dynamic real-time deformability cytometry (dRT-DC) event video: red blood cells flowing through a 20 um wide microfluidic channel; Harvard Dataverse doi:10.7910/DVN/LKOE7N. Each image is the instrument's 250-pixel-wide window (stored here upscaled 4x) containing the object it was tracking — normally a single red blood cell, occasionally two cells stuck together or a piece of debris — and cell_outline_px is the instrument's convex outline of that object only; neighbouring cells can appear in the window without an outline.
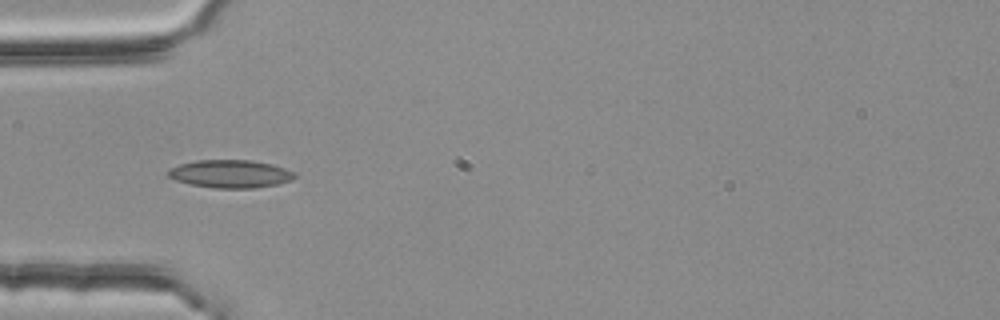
{"species": "common noctule bat (a hibernating species)", "species_latin": "Nyctalus noctula", "temperature_condition": "room temperature", "stored_images_in_passage": 31, "camera_frame_rate_fps": 3000, "um_per_image_px": 0.085, "animal": {"sex": "female", "body_mass_g": 25.1}, "frame": {"image": 1, "passage_image": 1, "time_ms": 0.0, "image_size_px": [1000, 320], "cell_outline_px": [[296, 176], [292, 180], [276, 184], [252, 188], [216, 188], [188, 184], [176, 180], [168, 176], [164, 172], [168, 168], [180, 164], [196, 160], [252, 160], [272, 164], [296, 172]], "centroid_in_image_um": [19.55, 14.77], "position_along_channel_um": 65.5, "area_um2": 20.75}}
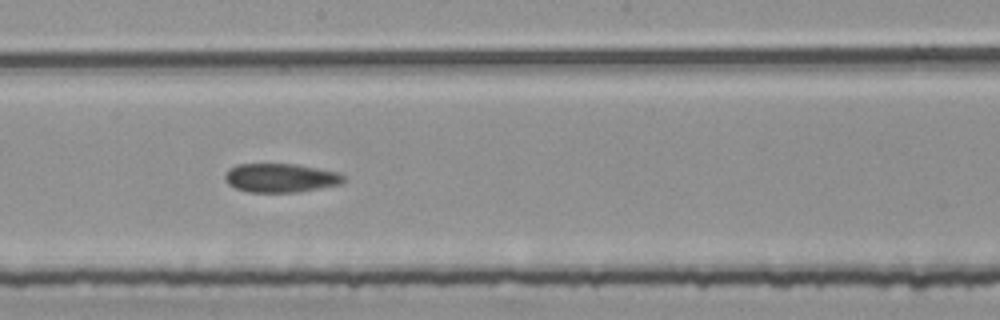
{"frame": {"image": 2, "passage_image": 14, "time_ms": 4.333, "image_size_px": [1000, 320], "cell_outline_px": [[348, 180], [340, 184], [296, 192], [248, 192], [236, 188], [228, 184], [224, 180], [224, 172], [228, 168], [236, 164], [296, 164], [340, 172]], "centroid_in_image_um": [23.83, 15.11], "position_along_channel_um": 224.4, "area_um2": 20.17}}
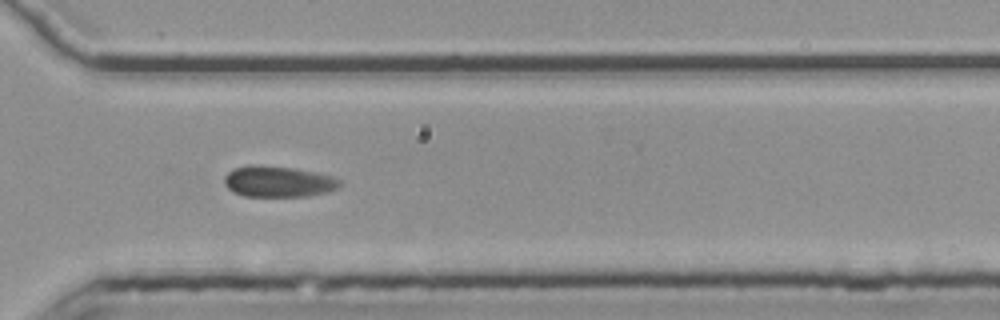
{"frame": {"image": 3, "passage_image": 24, "time_ms": 7.667, "image_size_px": [1000, 320], "cell_outline_px": [[344, 184], [340, 188], [328, 192], [308, 196], [244, 196], [232, 192], [224, 184], [224, 176], [228, 172], [236, 168], [248, 164], [260, 164], [292, 168], [332, 176], [340, 180]], "centroid_in_image_um": [23.65, 15.43], "position_along_channel_um": 346.9, "area_um2": 21.1}, "authors_computed_cell_mechanics": {"area_um2": 19.9988, "velocity_mm_per_s": 3.6888, "shape_relaxation_time_tau1_ms": 2.8457, "shape_relaxation_time_tau2_ms": 1.3895, "deformation_change_tau1": 0.071, "deformation_change_tau2": 0.0586}}